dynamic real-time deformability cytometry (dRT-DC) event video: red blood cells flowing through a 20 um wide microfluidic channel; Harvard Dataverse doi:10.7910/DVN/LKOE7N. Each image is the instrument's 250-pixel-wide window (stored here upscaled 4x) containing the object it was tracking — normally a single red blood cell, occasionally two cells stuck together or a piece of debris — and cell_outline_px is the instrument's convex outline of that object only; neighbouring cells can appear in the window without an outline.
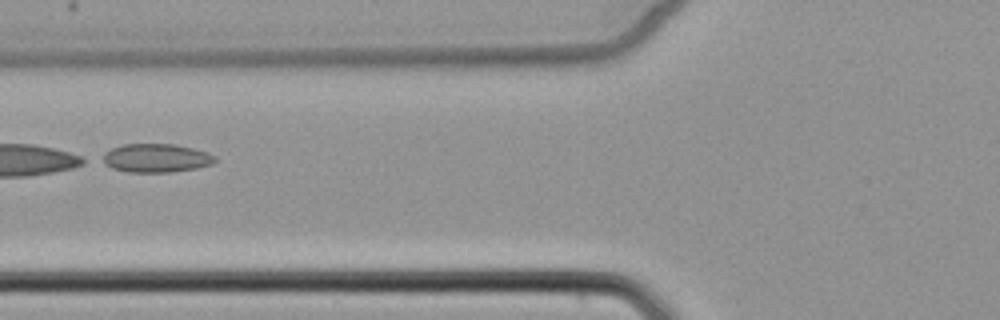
{"species": "common noctule bat (a hibernating species)", "species_latin": "Nyctalus noctula", "temperature_condition": "cold", "stored_images_in_passage": 5, "camera_frame_rate_fps": 3000, "um_per_image_px": 0.085, "animal": {"sex": "female", "body_mass_g": 22.7, "forearm_length_mm": 54.2}, "frame": {"image": 1, "passage_image": 5, "time_ms": 4.667, "image_size_px": [1000, 320], "cell_outline_px": [[216, 160], [212, 164], [196, 168], [172, 172], [128, 172], [112, 168], [96, 160], [104, 152], [112, 148], [124, 144], [176, 144], [208, 152], [216, 156]], "centroid_in_image_um": [13.21, 13.43], "position_along_channel_um": 112.6, "area_um2": 19.07}}